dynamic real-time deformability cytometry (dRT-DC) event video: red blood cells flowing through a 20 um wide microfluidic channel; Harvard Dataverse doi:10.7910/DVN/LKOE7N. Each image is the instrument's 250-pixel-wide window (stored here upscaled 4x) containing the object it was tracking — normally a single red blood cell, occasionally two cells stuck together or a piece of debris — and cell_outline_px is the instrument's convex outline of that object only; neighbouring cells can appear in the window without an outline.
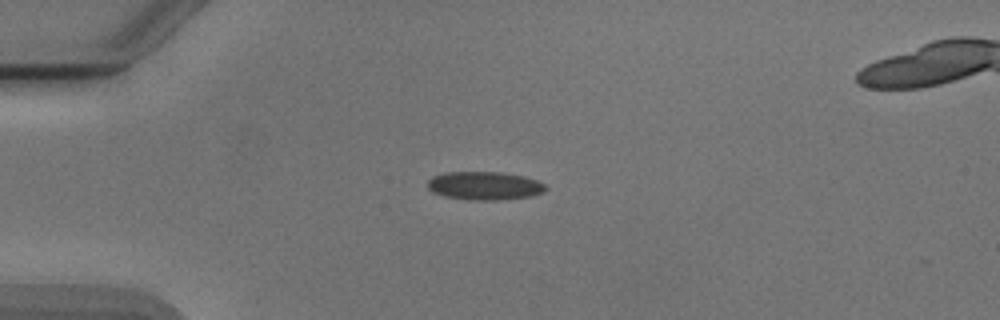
{"species": "Egyptian fruit bat (a non-hibernating species)", "species_latin": "Rousettus aegyptiacus", "temperature_condition": "cold", "stored_images_in_passage": 6, "camera_frame_rate_fps": 3000, "um_per_image_px": 0.085, "animal": {"sex": "male"}, "frame": {"image": 1, "passage_image": 2, "time_ms": 1.333, "image_size_px": [1000, 320], "cell_outline_px": [[548, 188], [544, 192], [532, 196], [500, 200], [468, 200], [444, 196], [432, 192], [428, 188], [428, 180], [432, 176], [444, 172], [500, 172], [524, 176], [536, 180], [544, 184]], "centroid_in_image_um": [41.18, 15.79], "position_along_channel_um": 43.8, "area_um2": 19.65}}
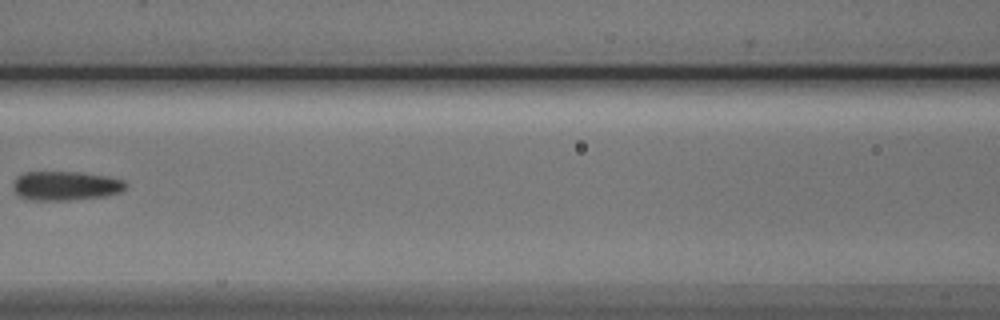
{"frame": {"image": 2, "passage_image": 5, "time_ms": 5.0, "image_size_px": [1000, 320], "cell_outline_px": [[128, 188], [120, 192], [104, 196], [68, 200], [28, 200], [20, 196], [12, 188], [12, 184], [16, 176], [24, 172], [84, 172], [124, 180], [128, 184]], "centroid_in_image_um": [5.57, 15.78], "position_along_channel_um": 161.0, "area_um2": 19.31}}
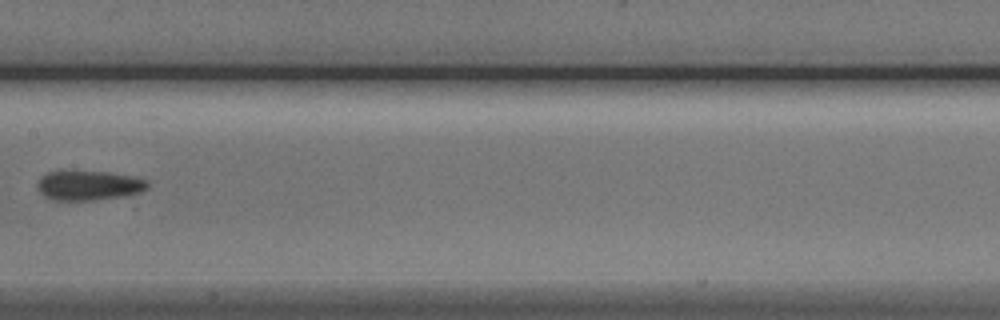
{"frame": {"image": 3, "passage_image": 6, "time_ms": 6.0, "image_size_px": [1000, 320], "cell_outline_px": [[148, 188], [140, 192], [124, 196], [92, 200], [52, 200], [44, 196], [36, 188], [36, 184], [40, 176], [48, 172], [108, 172], [148, 180]], "centroid_in_image_um": [7.5, 15.78], "position_along_channel_um": 199.9, "area_um2": 18.84}}